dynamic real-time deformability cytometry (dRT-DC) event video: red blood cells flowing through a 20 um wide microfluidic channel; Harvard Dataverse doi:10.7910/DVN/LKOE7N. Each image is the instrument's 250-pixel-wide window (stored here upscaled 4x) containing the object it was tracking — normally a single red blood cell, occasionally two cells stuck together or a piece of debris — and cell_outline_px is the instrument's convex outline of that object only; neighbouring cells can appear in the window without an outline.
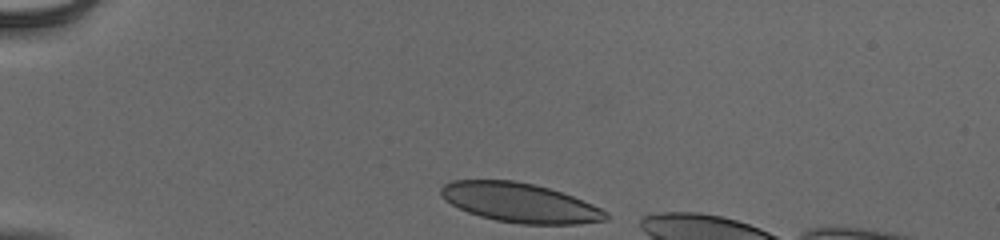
{"species": "human", "species_latin": "Homo sapiens", "temperature_condition": "cold", "stored_images_in_passage": 10, "camera_frame_rate_fps": 3000, "um_per_image_px": 0.085, "donor": {"sex": "male"}, "frame": {"image": 1, "passage_image": 1, "time_ms": 0.0, "image_size_px": [1000, 240], "cell_outline_px": [[608, 220], [580, 224], [520, 224], [496, 220], [480, 216], [468, 212], [444, 200], [440, 196], [440, 188], [444, 184], [452, 180], [516, 180], [548, 188], [572, 196], [592, 204], [608, 212]], "centroid_in_image_um": [44.18, 17.23], "position_along_channel_um": 40.8, "area_um2": 37.8}}
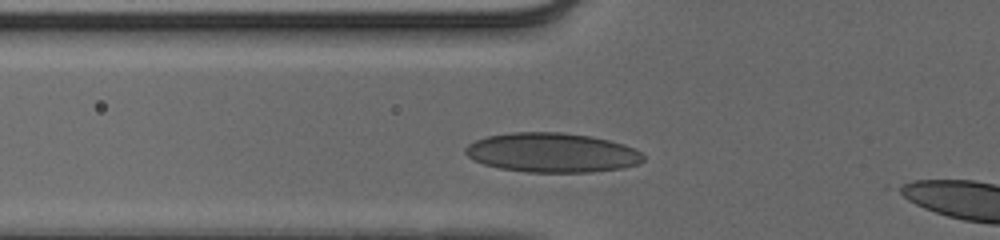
{"frame": {"image": 2, "passage_image": 8, "time_ms": 2.333, "image_size_px": [1000, 240], "cell_outline_px": [[644, 160], [640, 164], [624, 168], [592, 172], [528, 172], [500, 168], [484, 164], [468, 156], [464, 152], [464, 148], [468, 144], [476, 140], [488, 136], [512, 132], [560, 132], [592, 136], [624, 144], [640, 152], [644, 156]], "centroid_in_image_um": [46.95, 12.97], "position_along_channel_um": 78.9, "area_um2": 40.92}}